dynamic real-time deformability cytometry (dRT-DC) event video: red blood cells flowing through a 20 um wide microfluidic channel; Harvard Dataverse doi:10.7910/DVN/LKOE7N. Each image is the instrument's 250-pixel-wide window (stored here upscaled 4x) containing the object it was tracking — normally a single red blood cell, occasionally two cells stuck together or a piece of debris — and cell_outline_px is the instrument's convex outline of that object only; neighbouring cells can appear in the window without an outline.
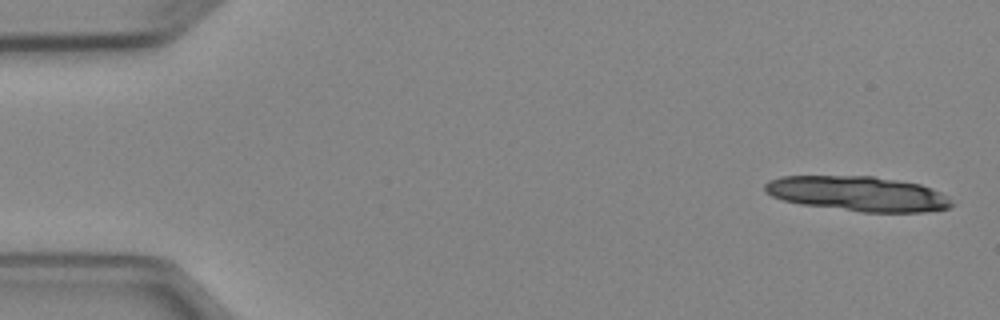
{"species": "Egyptian fruit bat (a non-hibernating species)", "species_latin": "Rousettus aegyptiacus", "temperature_condition": "cold", "stored_images_in_passage": 6, "camera_frame_rate_fps": 3000, "um_per_image_px": 0.085, "animal": {"sex": "female"}, "frame": {"image": 1, "passage_image": 1, "time_ms": 0.0, "image_size_px": [1000, 320], "cell_outline_px": [[952, 204], [948, 208], [924, 212], [860, 212], [800, 204], [784, 200], [772, 196], [764, 192], [764, 184], [768, 180], [780, 176], [872, 176], [920, 184], [932, 188], [948, 196]], "centroid_in_image_um": [72.89, 16.46], "position_along_channel_um": 12.1, "area_um2": 38.09}}